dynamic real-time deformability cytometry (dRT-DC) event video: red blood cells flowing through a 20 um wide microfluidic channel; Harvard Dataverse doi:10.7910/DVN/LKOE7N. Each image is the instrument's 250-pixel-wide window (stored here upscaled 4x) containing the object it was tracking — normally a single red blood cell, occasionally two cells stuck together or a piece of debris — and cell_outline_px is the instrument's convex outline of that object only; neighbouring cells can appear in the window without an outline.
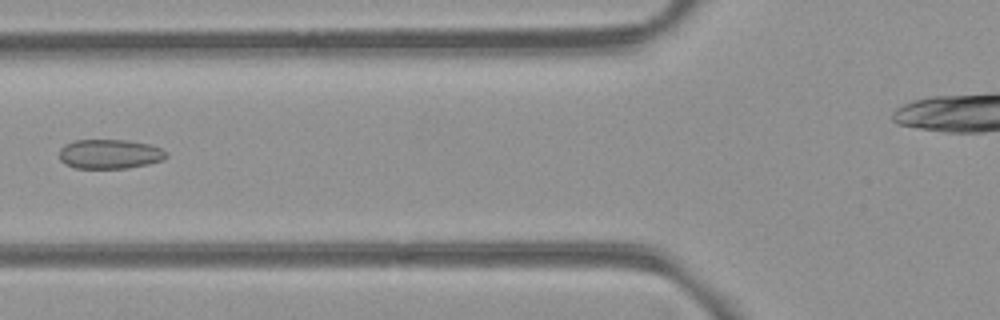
{"species": "common noctule bat (a hibernating species)", "species_latin": "Nyctalus noctula", "temperature_condition": "room temperature", "stored_images_in_passage": 7, "camera_frame_rate_fps": 3000, "um_per_image_px": 0.085, "animal": {"sex": "female", "body_mass_g": 21.9}, "frame": {"image": 1, "passage_image": 6, "time_ms": 5.667, "image_size_px": [1000, 320], "cell_outline_px": [[168, 156], [164, 160], [148, 164], [128, 168], [76, 168], [64, 164], [60, 160], [60, 148], [64, 144], [76, 140], [128, 140], [148, 144], [160, 148], [168, 152]], "centroid_in_image_um": [9.34, 13.09], "position_along_channel_um": 116.5, "area_um2": 18.5}}